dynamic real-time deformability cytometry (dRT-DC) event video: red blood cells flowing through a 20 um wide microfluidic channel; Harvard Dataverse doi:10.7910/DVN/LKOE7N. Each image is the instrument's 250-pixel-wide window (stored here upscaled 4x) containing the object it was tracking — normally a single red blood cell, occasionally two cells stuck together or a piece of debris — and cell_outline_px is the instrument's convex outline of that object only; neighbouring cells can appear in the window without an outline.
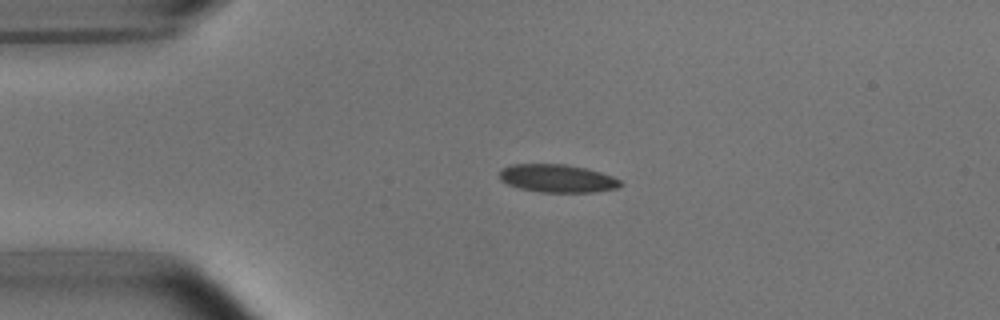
{"species": "common noctule bat (a hibernating species)", "species_latin": "Nyctalus noctula", "temperature_condition": "room temperature", "stored_images_in_passage": 42, "camera_frame_rate_fps": 3000, "um_per_image_px": 0.085, "animal": {"sex": "male", "body_mass_g": 15.6}, "frame": {"image": 1, "passage_image": 1, "time_ms": 0.0, "image_size_px": [1000, 320], "cell_outline_px": [[624, 184], [616, 188], [592, 192], [540, 192], [520, 188], [508, 184], [500, 180], [500, 168], [512, 164], [564, 164], [584, 168], [600, 172], [612, 176], [620, 180]], "centroid_in_image_um": [47.35, 15.16], "position_along_channel_um": 37.6, "area_um2": 19.65}}
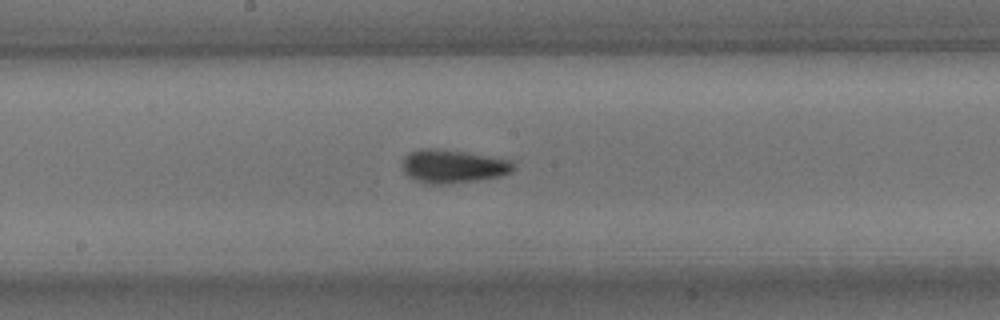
{"frame": {"image": 2, "passage_image": 17, "time_ms": 5.333, "image_size_px": [1000, 320], "cell_outline_px": [[516, 168], [512, 172], [500, 176], [476, 180], [448, 184], [428, 184], [416, 180], [408, 176], [404, 172], [404, 156], [408, 152], [420, 148], [436, 148], [464, 152], [508, 160]], "centroid_in_image_um": [38.46, 14.14], "position_along_channel_um": 209.7, "area_um2": 21.39}}
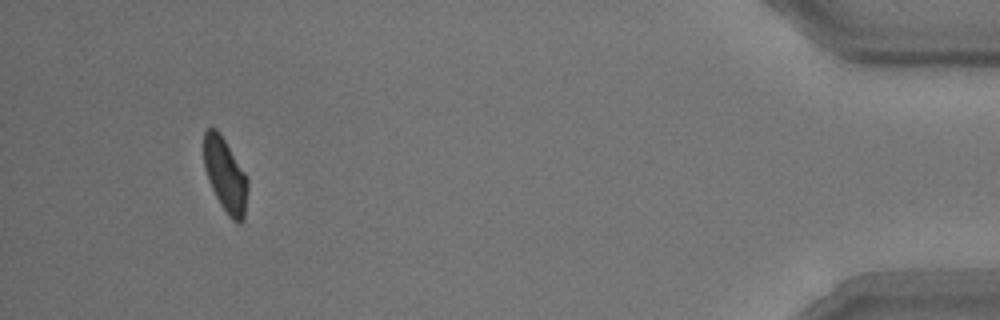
{"frame": {"image": 3, "passage_image": 39, "time_ms": 12.667, "image_size_px": [1000, 320], "cell_outline_px": [[248, 188], [244, 220], [240, 224], [236, 224], [228, 216], [220, 204], [208, 180], [204, 168], [204, 132], [208, 128], [216, 128], [220, 132], [244, 172], [248, 180]], "centroid_in_image_um": [19.15, 14.92], "position_along_channel_um": 416.0, "area_um2": 18.96}, "authors_computed_cell_mechanics": {"area_um2": 20.1144, "velocity_mm_per_s": 3.7587, "shape_relaxation_time_tau1_ms": 4.2151, "shape_relaxation_time_tau2_ms": 2.2148, "deformation_change_tau1": 0.112, "deformation_change_tau2": 0.0518}}